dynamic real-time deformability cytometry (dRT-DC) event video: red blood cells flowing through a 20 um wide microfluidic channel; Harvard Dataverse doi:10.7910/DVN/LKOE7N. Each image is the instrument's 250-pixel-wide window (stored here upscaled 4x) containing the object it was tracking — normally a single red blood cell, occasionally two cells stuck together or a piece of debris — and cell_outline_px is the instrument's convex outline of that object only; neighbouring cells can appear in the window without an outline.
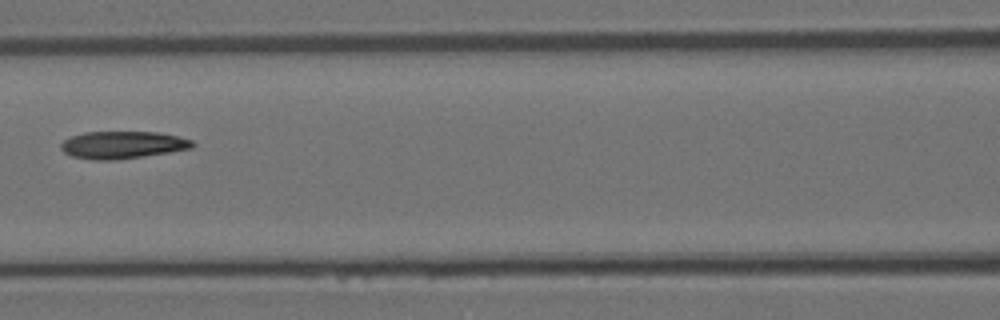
{"species": "Egyptian fruit bat (a non-hibernating species)", "species_latin": "Rousettus aegyptiacus", "temperature_condition": "room temperature", "stored_images_in_passage": 4, "camera_frame_rate_fps": 3000, "um_per_image_px": 0.085, "animal": {"sex": "female"}, "frame": {"image": 1, "passage_image": 3, "time_ms": 3.333, "image_size_px": [1000, 320], "cell_outline_px": [[196, 144], [192, 148], [144, 156], [116, 160], [92, 160], [72, 156], [64, 152], [60, 148], [60, 144], [64, 140], [72, 136], [84, 132], [160, 132], [192, 140]], "centroid_in_image_um": [10.41, 12.32], "position_along_channel_um": 156.2, "area_um2": 20.98}}
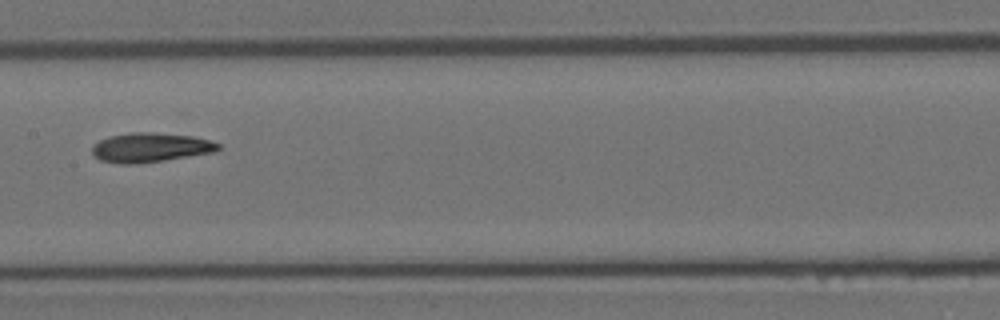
{"frame": {"image": 2, "passage_image": 4, "time_ms": 4.333, "image_size_px": [1000, 320], "cell_outline_px": [[220, 148], [216, 152], [164, 160], [132, 164], [120, 164], [100, 160], [92, 152], [92, 144], [108, 136], [132, 132], [152, 132], [192, 136], [208, 140], [220, 144]], "centroid_in_image_um": [12.77, 12.53], "position_along_channel_um": 194.6, "area_um2": 21.56}}